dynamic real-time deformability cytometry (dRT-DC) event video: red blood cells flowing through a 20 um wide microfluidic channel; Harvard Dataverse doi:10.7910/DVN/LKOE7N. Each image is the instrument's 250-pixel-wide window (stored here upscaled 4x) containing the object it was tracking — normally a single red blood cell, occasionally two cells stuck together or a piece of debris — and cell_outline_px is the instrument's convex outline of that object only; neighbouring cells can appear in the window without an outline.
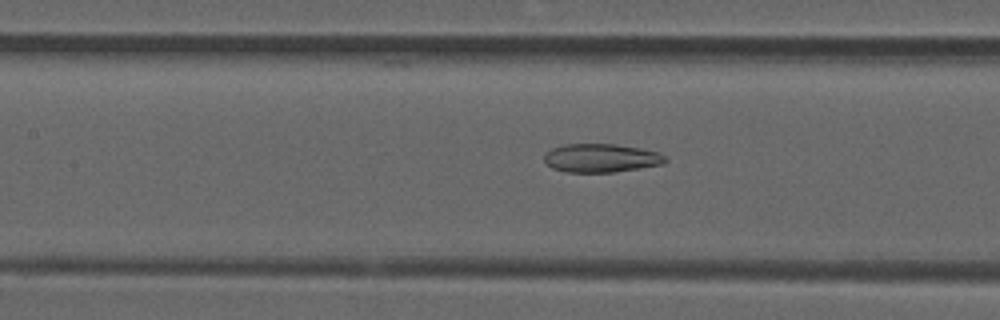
{"species": "common noctule bat (a hibernating species)", "species_latin": "Nyctalus noctula", "temperature_condition": "room temperature", "stored_images_in_passage": 51, "camera_frame_rate_fps": 3000, "um_per_image_px": 0.085, "animal": {"sex": "male", "forearm_length_mm": 52.5}, "frame": {"image": 1, "passage_image": 23, "time_ms": 7.333, "image_size_px": [1000, 320], "cell_outline_px": [[668, 160], [664, 164], [616, 172], [564, 172], [552, 168], [544, 160], [544, 156], [552, 148], [564, 144], [616, 144], [640, 148], [660, 152]], "centroid_in_image_um": [51.12, 13.43], "position_along_channel_um": 156.3, "area_um2": 20.23}}
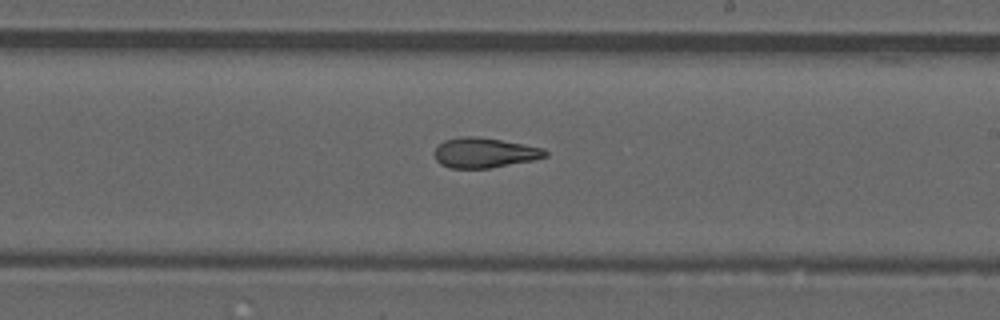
{"frame": {"image": 2, "passage_image": 30, "time_ms": 9.667, "image_size_px": [1000, 320], "cell_outline_px": [[548, 156], [532, 160], [488, 168], [452, 168], [440, 164], [436, 160], [436, 148], [444, 140], [460, 136], [472, 136], [500, 140], [544, 148], [548, 152]], "centroid_in_image_um": [41.18, 12.98], "position_along_channel_um": 247.8, "area_um2": 19.07}}
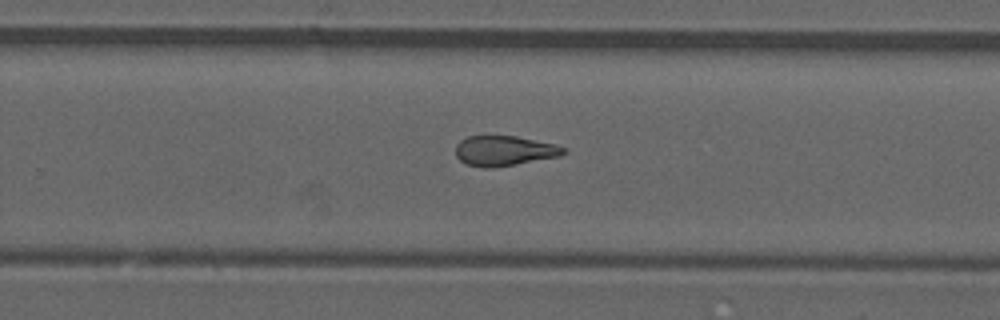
{"frame": {"image": 3, "passage_image": 33, "time_ms": 10.667, "image_size_px": [1000, 320], "cell_outline_px": [[568, 148], [560, 156], [516, 164], [484, 168], [464, 164], [456, 156], [456, 144], [460, 140], [468, 136], [516, 136], [556, 144]], "centroid_in_image_um": [42.85, 12.81], "position_along_channel_um": 286.9, "area_um2": 18.9}, "authors_computed_cell_mechanics": {"area_um2": 20.1722, "velocity_mm_per_s": 3.937, "shape_relaxation_time_tau1_ms": null, "shape_relaxation_time_tau2_ms": 3.3027, "deformation_change_tau1": null, "deformation_change_tau2": 0.1342}}